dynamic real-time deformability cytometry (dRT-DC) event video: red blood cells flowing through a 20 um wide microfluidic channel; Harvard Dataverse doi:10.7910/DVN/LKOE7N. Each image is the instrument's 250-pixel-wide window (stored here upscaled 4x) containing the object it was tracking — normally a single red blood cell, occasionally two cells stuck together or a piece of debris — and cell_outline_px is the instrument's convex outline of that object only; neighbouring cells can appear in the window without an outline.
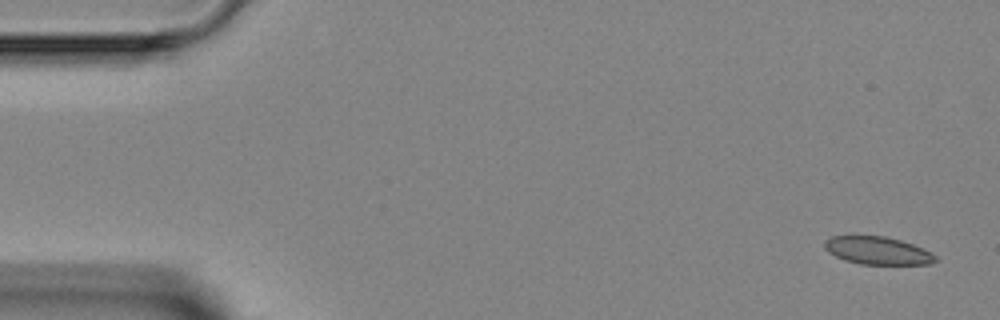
{"species": "Egyptian fruit bat (a non-hibernating species)", "species_latin": "Rousettus aegyptiacus", "temperature_condition": "room temperature", "stored_images_in_passage": 5, "camera_frame_rate_fps": 3000, "um_per_image_px": 0.085, "animal": {"sex": "female"}, "frame": {"image": 1, "passage_image": 1, "time_ms": 0.0, "image_size_px": [1000, 320], "cell_outline_px": [[940, 260], [932, 264], [860, 264], [844, 260], [828, 252], [824, 248], [824, 240], [832, 236], [884, 236], [900, 240], [912, 244], [936, 256]], "centroid_in_image_um": [74.57, 21.31], "position_along_channel_um": 10.4, "area_um2": 17.86}}
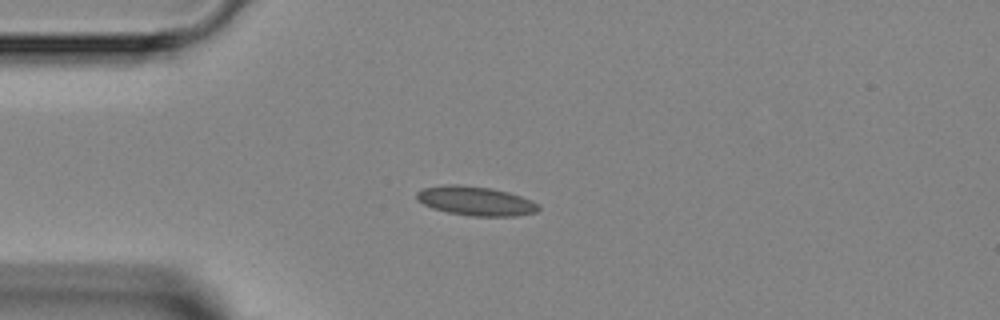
{"frame": {"image": 2, "passage_image": 4, "time_ms": 3.333, "image_size_px": [1000, 320], "cell_outline_px": [[540, 208], [536, 212], [516, 216], [472, 216], [448, 212], [432, 208], [416, 200], [416, 192], [424, 188], [444, 184], [460, 184], [492, 188], [508, 192], [532, 200], [540, 204]], "centroid_in_image_um": [40.43, 17.07], "position_along_channel_um": 44.6, "area_um2": 20.87}}